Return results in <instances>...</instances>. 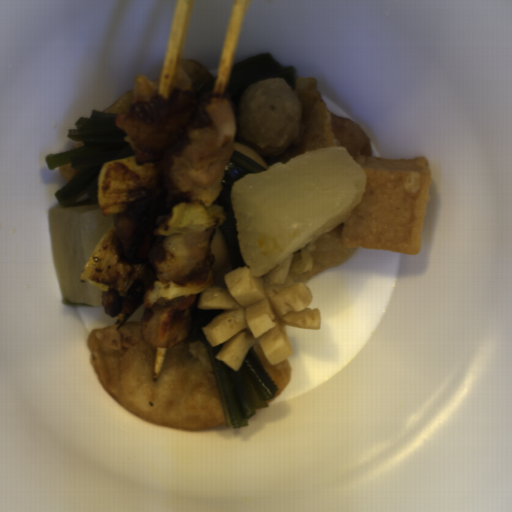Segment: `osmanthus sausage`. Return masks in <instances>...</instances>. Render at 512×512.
<instances>
[{
  "label": "osmanthus sausage",
  "mask_w": 512,
  "mask_h": 512,
  "mask_svg": "<svg viewBox=\"0 0 512 512\" xmlns=\"http://www.w3.org/2000/svg\"><path fill=\"white\" fill-rule=\"evenodd\" d=\"M294 256L260 277H253L247 266L238 267L224 276L225 287L211 285L201 292L199 309L222 310L202 329L211 347L221 344L216 359L233 370L242 368L253 346L271 365L291 356L285 327L323 328L319 306L309 308L311 289L291 276Z\"/></svg>",
  "instance_id": "d35146e8"
}]
</instances>
